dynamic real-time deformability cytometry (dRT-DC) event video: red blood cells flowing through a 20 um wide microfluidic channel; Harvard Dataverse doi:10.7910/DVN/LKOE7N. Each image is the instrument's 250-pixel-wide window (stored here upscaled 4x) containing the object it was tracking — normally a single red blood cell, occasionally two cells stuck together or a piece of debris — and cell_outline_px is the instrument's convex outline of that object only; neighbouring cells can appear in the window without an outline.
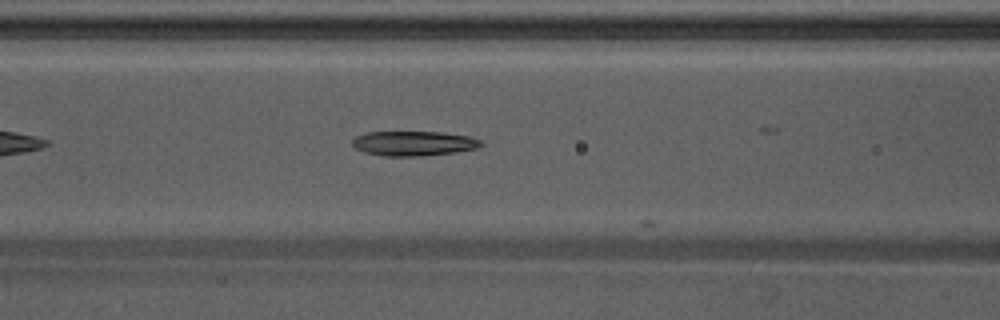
{"species": "Egyptian fruit bat (a non-hibernating species)", "species_latin": "Rousettus aegyptiacus", "temperature_condition": "warm", "stored_images_in_passage": 8, "camera_frame_rate_fps": 3000, "um_per_image_px": 0.085, "animal": {"sex": "male"}, "frame": {"image": 1, "passage_image": 6, "time_ms": 1.667, "image_size_px": [1000, 320], "cell_outline_px": [[484, 144], [476, 148], [456, 152], [420, 156], [384, 156], [364, 152], [356, 148], [352, 144], [352, 140], [356, 136], [368, 132], [440, 132], [468, 136], [480, 140]], "centroid_in_image_um": [35.15, 12.19], "position_along_channel_um": 131.5, "area_um2": 18.44}}